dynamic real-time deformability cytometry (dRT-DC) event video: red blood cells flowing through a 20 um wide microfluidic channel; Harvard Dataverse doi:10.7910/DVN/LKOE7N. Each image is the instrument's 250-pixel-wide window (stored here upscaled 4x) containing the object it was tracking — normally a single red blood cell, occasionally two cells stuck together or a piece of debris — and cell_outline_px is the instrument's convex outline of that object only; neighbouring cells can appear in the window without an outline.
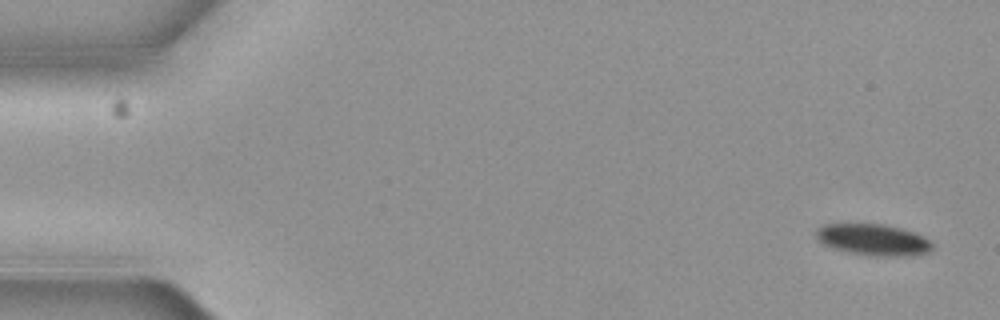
{"species": "common noctule bat (a hibernating species)", "species_latin": "Nyctalus noctula", "temperature_condition": "cold", "stored_images_in_passage": 6, "camera_frame_rate_fps": 3000, "um_per_image_px": 0.085, "animal": {"sex": "female", "body_mass_g": 19.3, "forearm_length_mm": 54.1}, "frame": {"image": 1, "passage_image": 1, "time_ms": 0.0, "image_size_px": [1000, 320], "cell_outline_px": [[932, 248], [928, 252], [900, 256], [872, 256], [852, 252], [836, 248], [824, 244], [816, 236], [816, 228], [824, 224], [884, 224], [900, 228], [912, 232], [928, 240], [932, 244]], "centroid_in_image_um": [74.2, 20.36], "position_along_channel_um": 10.8, "area_um2": 20.69}}
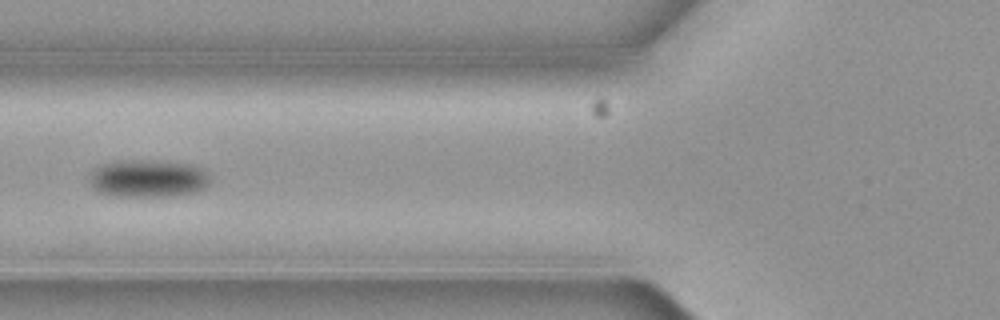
{"frame": {"image": 2, "passage_image": 6, "time_ms": 1.667, "image_size_px": [1000, 320], "cell_outline_px": [[212, 180], [204, 188], [196, 192], [176, 196], [108, 196], [96, 192], [92, 188], [88, 180], [92, 172], [100, 164], [116, 160], [132, 160], [192, 164], [204, 168]], "centroid_in_image_um": [12.57, 15.19], "position_along_channel_um": 113.2, "area_um2": 26.88}}